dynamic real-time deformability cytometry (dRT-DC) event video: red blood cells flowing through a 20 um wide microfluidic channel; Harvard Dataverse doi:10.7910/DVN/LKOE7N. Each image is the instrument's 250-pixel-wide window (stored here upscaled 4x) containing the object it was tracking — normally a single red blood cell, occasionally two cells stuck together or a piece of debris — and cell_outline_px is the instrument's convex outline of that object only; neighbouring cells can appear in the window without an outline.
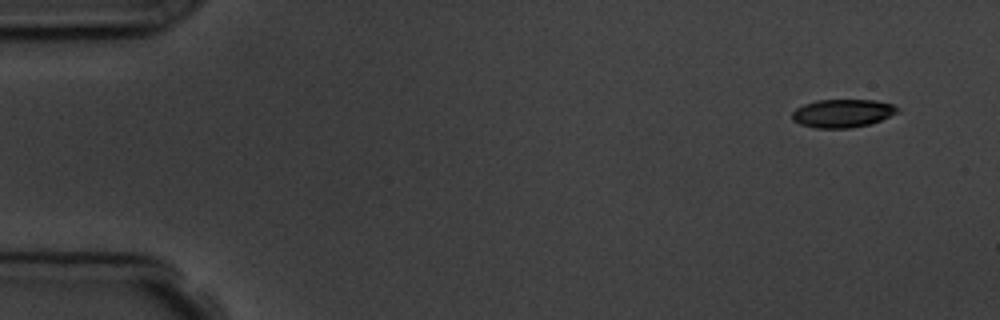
{"species": "common noctule bat (a hibernating species)", "species_latin": "Nyctalus noctula", "temperature_condition": "room temperature", "stored_images_in_passage": 9, "camera_frame_rate_fps": 3000, "um_per_image_px": 0.085, "animal": {"sex": "male", "body_mass_g": 19.5, "forearm_length_mm": 54.6}, "frame": {"image": 1, "passage_image": 1, "time_ms": 0.0, "image_size_px": [1000, 320], "cell_outline_px": [[900, 112], [880, 120], [868, 124], [848, 128], [816, 128], [800, 124], [792, 120], [792, 112], [796, 108], [804, 104], [816, 100], [876, 100], [892, 104], [900, 108]], "centroid_in_image_um": [71.62, 9.62], "position_along_channel_um": 13.4, "area_um2": 17.34}}